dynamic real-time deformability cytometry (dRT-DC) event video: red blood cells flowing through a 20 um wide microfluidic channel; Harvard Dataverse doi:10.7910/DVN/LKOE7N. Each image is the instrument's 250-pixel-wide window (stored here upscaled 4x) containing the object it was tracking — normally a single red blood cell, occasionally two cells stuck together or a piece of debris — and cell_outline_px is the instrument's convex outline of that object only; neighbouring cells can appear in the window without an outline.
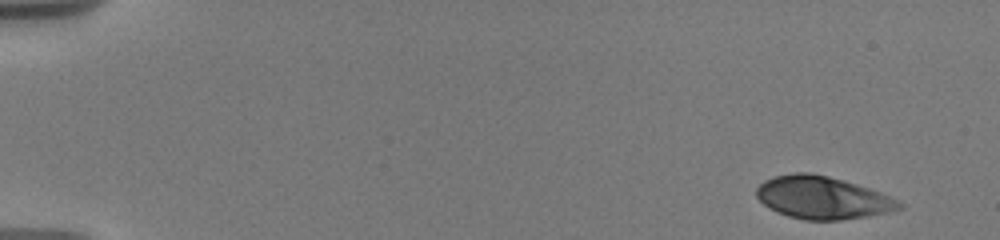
{"species": "human", "species_latin": "Homo sapiens", "temperature_condition": "warm", "stored_images_in_passage": 7, "camera_frame_rate_fps": 3000, "um_per_image_px": 0.085, "donor": {"sex": "male"}, "frame": {"image": 1, "passage_image": 1, "time_ms": 0.0, "image_size_px": [1000, 240], "cell_outline_px": [[904, 208], [888, 212], [868, 216], [840, 220], [804, 220], [788, 216], [776, 212], [768, 208], [756, 196], [756, 188], [764, 180], [776, 176], [792, 172], [812, 172], [844, 180], [880, 192], [904, 204]], "centroid_in_image_um": [69.89, 16.8], "position_along_channel_um": 15.1, "area_um2": 35.49}}
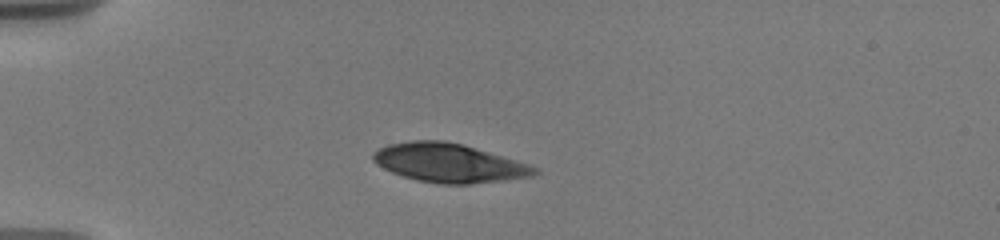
{"frame": {"image": 2, "passage_image": 6, "time_ms": 4.0, "image_size_px": [1000, 240], "cell_outline_px": [[540, 172], [532, 176], [504, 180], [468, 184], [440, 184], [416, 180], [392, 172], [376, 164], [372, 160], [372, 152], [388, 144], [412, 140], [444, 140], [464, 144], [528, 164], [540, 168]], "centroid_in_image_um": [38.15, 13.84], "position_along_channel_um": 46.8, "area_um2": 36.59}}